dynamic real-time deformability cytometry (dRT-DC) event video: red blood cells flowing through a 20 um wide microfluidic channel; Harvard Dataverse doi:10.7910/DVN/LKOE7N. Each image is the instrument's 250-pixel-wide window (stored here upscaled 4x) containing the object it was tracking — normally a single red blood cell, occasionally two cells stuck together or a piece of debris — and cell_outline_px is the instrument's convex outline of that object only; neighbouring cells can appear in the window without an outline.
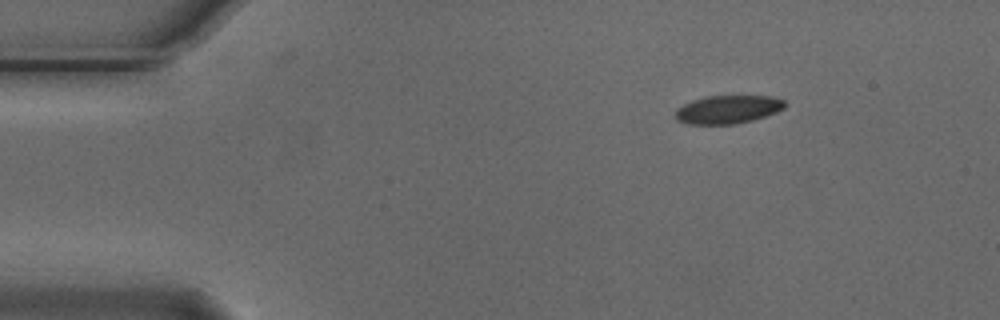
{"species": "Egyptian fruit bat (a non-hibernating species)", "species_latin": "Rousettus aegyptiacus", "temperature_condition": "cold", "stored_images_in_passage": 7, "camera_frame_rate_fps": 3000, "um_per_image_px": 0.085, "animal": {"sex": "male"}, "frame": {"image": 1, "passage_image": 1, "time_ms": 0.0, "image_size_px": [1000, 320], "cell_outline_px": [[784, 108], [776, 112], [752, 120], [736, 124], [688, 124], [676, 120], [676, 108], [692, 100], [704, 96], [772, 96], [784, 100]], "centroid_in_image_um": [61.84, 9.3], "position_along_channel_um": 23.2, "area_um2": 17.98}}
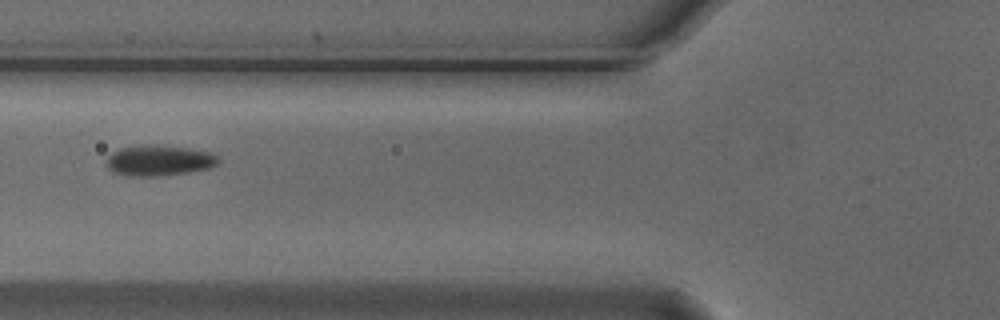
{"frame": {"image": 2, "passage_image": 4, "time_ms": 1.0, "image_size_px": [1000, 320], "cell_outline_px": [[220, 160], [212, 168], [188, 172], [152, 176], [128, 176], [112, 172], [104, 164], [108, 156], [112, 152], [120, 148], [144, 144], [188, 148], [212, 152]], "centroid_in_image_um": [13.48, 13.64], "position_along_channel_um": 112.3, "area_um2": 20.06}}
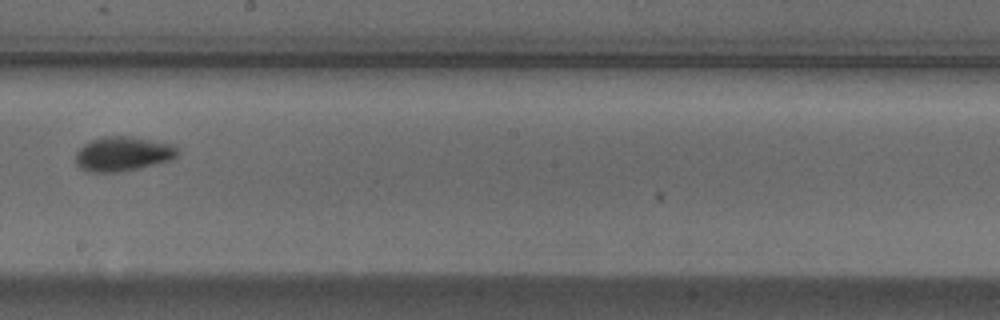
{"frame": {"image": 3, "passage_image": 7, "time_ms": 2.0, "image_size_px": [1000, 320], "cell_outline_px": [[180, 152], [176, 156], [168, 160], [140, 168], [116, 172], [88, 172], [80, 168], [76, 164], [76, 152], [84, 144], [92, 140], [104, 136], [132, 136], [172, 144]], "centroid_in_image_um": [10.42, 13.07], "position_along_channel_um": 237.8, "area_um2": 20.4}}